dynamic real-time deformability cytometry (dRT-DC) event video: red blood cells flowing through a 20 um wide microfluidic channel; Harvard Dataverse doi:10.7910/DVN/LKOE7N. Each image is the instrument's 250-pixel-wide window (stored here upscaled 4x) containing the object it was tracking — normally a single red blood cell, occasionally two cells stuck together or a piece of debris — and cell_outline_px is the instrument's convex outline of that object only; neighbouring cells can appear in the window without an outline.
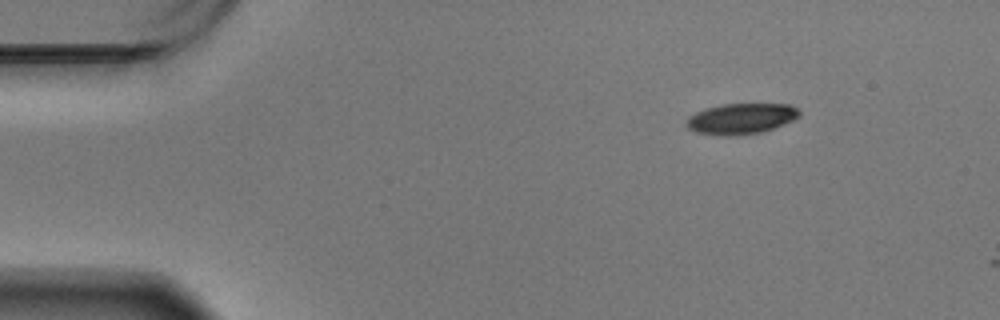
{"species": "Egyptian fruit bat (a non-hibernating species)", "species_latin": "Rousettus aegyptiacus", "temperature_condition": "warm", "stored_images_in_passage": 2, "camera_frame_rate_fps": 3000, "um_per_image_px": 0.085, "animal": {"sex": "male"}, "frame": {"image": 1, "passage_image": 1, "time_ms": 0.0, "image_size_px": [1000, 320], "cell_outline_px": [[800, 116], [792, 120], [772, 128], [760, 132], [736, 136], [724, 136], [696, 132], [688, 128], [688, 116], [704, 108], [724, 104], [788, 104], [796, 108], [800, 112]], "centroid_in_image_um": [62.97, 10.08], "position_along_channel_um": 22.0, "area_um2": 20.0}}